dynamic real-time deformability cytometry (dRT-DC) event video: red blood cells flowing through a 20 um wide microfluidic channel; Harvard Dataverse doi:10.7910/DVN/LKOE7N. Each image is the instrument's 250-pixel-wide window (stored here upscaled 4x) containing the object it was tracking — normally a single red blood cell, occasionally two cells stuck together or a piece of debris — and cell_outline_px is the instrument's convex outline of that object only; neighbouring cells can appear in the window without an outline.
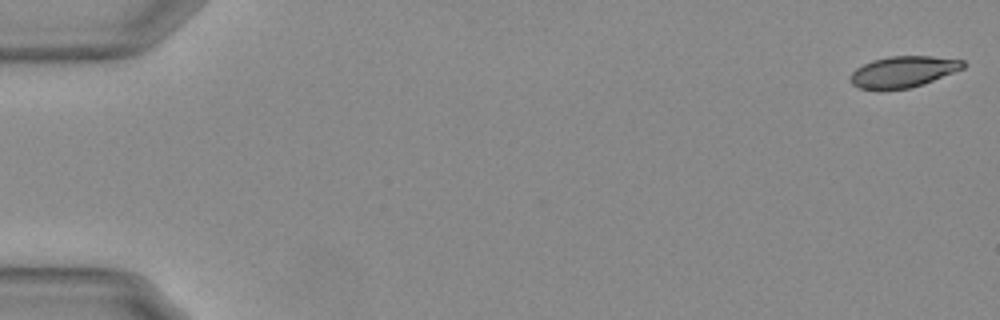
{"species": "Egyptian fruit bat (a non-hibernating species)", "species_latin": "Rousettus aegyptiacus", "temperature_condition": "warm", "stored_images_in_passage": 15, "camera_frame_rate_fps": 3000, "um_per_image_px": 0.085, "animal": {"sex": "female"}, "frame": {"image": 1, "passage_image": 1, "time_ms": 0.0, "image_size_px": [1000, 320], "cell_outline_px": [[964, 68], [932, 80], [908, 88], [876, 92], [860, 88], [852, 84], [848, 80], [848, 76], [856, 68], [872, 60], [888, 56], [932, 56], [964, 60]], "centroid_in_image_um": [76.67, 6.12], "position_along_channel_um": 8.3, "area_um2": 20.75}}